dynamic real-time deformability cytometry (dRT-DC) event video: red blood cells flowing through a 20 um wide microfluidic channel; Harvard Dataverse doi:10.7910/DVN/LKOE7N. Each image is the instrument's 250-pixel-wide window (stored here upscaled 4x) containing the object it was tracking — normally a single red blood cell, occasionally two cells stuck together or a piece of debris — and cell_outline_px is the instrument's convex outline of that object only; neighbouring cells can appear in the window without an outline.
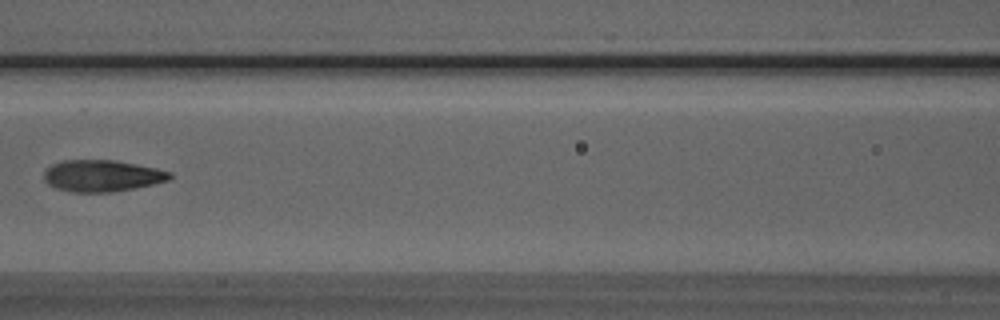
{"species": "Egyptian fruit bat (a non-hibernating species)", "species_latin": "Rousettus aegyptiacus", "temperature_condition": "room temperature", "stored_images_in_passage": 7, "camera_frame_rate_fps": 3000, "um_per_image_px": 0.085, "animal": {"sex": "male"}, "frame": {"image": 1, "passage_image": 7, "time_ms": 7.0, "image_size_px": [1000, 320], "cell_outline_px": [[172, 176], [168, 180], [152, 184], [112, 192], [72, 192], [56, 188], [48, 184], [44, 180], [44, 172], [52, 164], [64, 160], [116, 160], [156, 168], [172, 172]], "centroid_in_image_um": [8.66, 14.94], "position_along_channel_um": 157.9, "area_um2": 23.06}}